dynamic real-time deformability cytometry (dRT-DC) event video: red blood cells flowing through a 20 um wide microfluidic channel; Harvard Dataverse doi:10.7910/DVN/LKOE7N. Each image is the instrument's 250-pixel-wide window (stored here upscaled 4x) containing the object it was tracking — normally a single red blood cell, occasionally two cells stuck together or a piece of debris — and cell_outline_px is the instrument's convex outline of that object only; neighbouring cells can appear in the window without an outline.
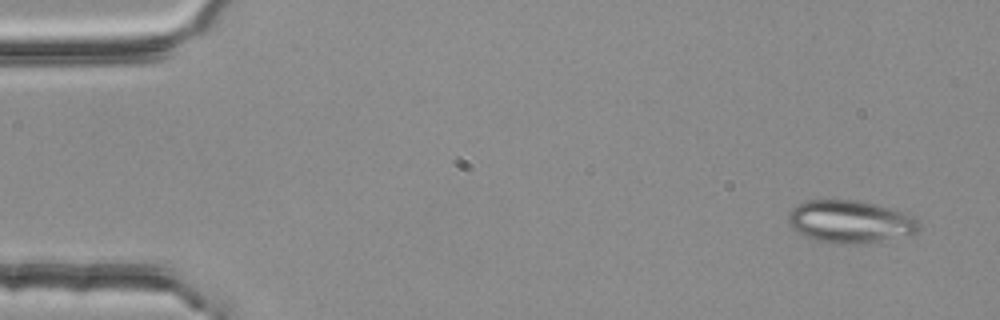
{"species": "common noctule bat (a hibernating species)", "species_latin": "Nyctalus noctula", "temperature_condition": "room temperature", "stored_images_in_passage": 4, "camera_frame_rate_fps": 3000, "um_per_image_px": 0.085, "animal": {"sex": "female", "body_mass_g": 25.1}, "frame": {"image": 1, "passage_image": 1, "time_ms": 0.0, "image_size_px": [1000, 320], "cell_outline_px": [[920, 228], [916, 232], [880, 240], [860, 244], [836, 244], [816, 240], [804, 236], [792, 228], [788, 224], [788, 212], [796, 204], [808, 200], [856, 200], [876, 204], [892, 208], [904, 212], [912, 216], [920, 224]], "centroid_in_image_um": [72.21, 18.83], "position_along_channel_um": 12.8, "area_um2": 32.37}}